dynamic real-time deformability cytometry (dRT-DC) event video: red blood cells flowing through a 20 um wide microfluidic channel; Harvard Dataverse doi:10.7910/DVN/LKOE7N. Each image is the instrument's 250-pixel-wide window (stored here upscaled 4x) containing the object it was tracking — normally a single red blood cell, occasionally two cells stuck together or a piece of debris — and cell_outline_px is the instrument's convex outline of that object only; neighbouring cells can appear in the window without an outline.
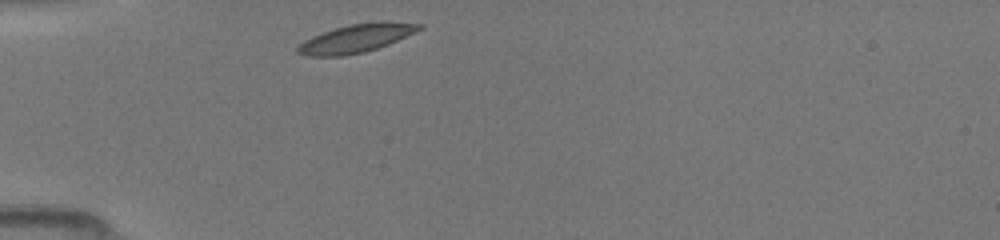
{"species": "common noctule bat (a hibernating species)", "species_latin": "Nyctalus noctula", "temperature_condition": "room temperature", "stored_images_in_passage": 19, "camera_frame_rate_fps": 3000, "um_per_image_px": 0.085, "animal": {"sex": "female", "body_mass_g": 19.5, "forearm_length_mm": 54.1}, "frame": {"image": 1, "passage_image": 1, "time_ms": 0.0, "image_size_px": [1000, 240], "cell_outline_px": [[424, 28], [388, 44], [364, 52], [344, 56], [308, 56], [296, 52], [296, 48], [304, 40], [312, 36], [348, 24], [384, 20], [424, 24]], "centroid_in_image_um": [30.31, 3.24], "position_along_channel_um": 54.7, "area_um2": 20.11}}
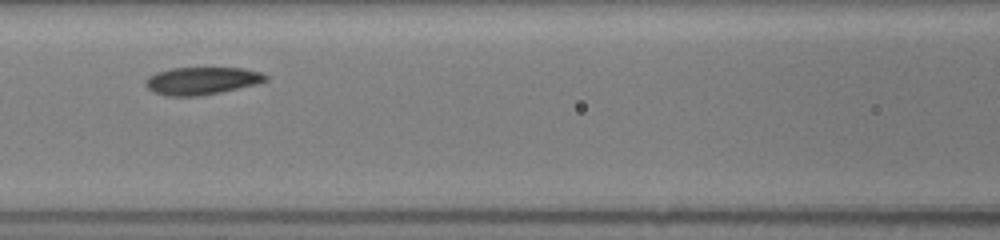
{"frame": {"image": 2, "passage_image": 14, "time_ms": 2.667, "image_size_px": [1000, 240], "cell_outline_px": [[268, 80], [256, 84], [220, 92], [200, 96], [164, 96], [152, 92], [144, 84], [144, 80], [148, 76], [156, 72], [172, 68], [244, 68], [260, 72], [268, 76]], "centroid_in_image_um": [17.11, 6.87], "position_along_channel_um": 149.5, "area_um2": 19.42}}
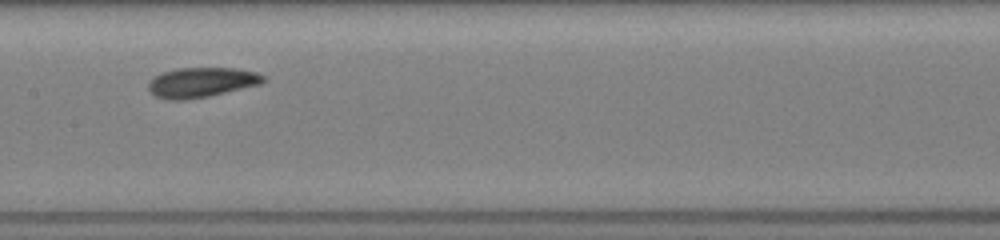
{"frame": {"image": 3, "passage_image": 18, "time_ms": 3.667, "image_size_px": [1000, 240], "cell_outline_px": [[264, 80], [260, 84], [208, 96], [184, 100], [168, 100], [156, 96], [148, 88], [148, 80], [152, 76], [176, 68], [236, 68], [256, 72], [264, 76]], "centroid_in_image_um": [17.08, 6.99], "position_along_channel_um": 190.3, "area_um2": 19.94}}